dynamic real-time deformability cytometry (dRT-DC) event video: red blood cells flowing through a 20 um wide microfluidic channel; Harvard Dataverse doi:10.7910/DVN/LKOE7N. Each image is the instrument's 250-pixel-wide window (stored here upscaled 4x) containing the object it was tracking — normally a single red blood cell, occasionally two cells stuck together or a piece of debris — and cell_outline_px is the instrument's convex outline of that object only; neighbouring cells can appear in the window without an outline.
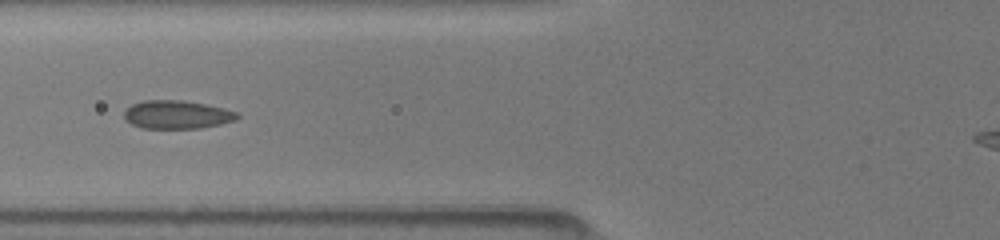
{"species": "common noctule bat (a hibernating species)", "species_latin": "Nyctalus noctula", "temperature_condition": "room temperature", "stored_images_in_passage": 48, "camera_frame_rate_fps": 3000, "um_per_image_px": 0.085, "animal": {"sex": "female", "body_mass_g": 19.5, "forearm_length_mm": 54.1}, "frame": {"image": 1, "passage_image": 21, "time_ms": 6.667, "image_size_px": [1000, 240], "cell_outline_px": [[240, 116], [236, 120], [220, 124], [200, 128], [140, 128], [124, 120], [124, 112], [132, 104], [144, 100], [184, 100], [224, 108], [240, 112]], "centroid_in_image_um": [15.05, 9.74], "position_along_channel_um": 110.7, "area_um2": 18.79}}
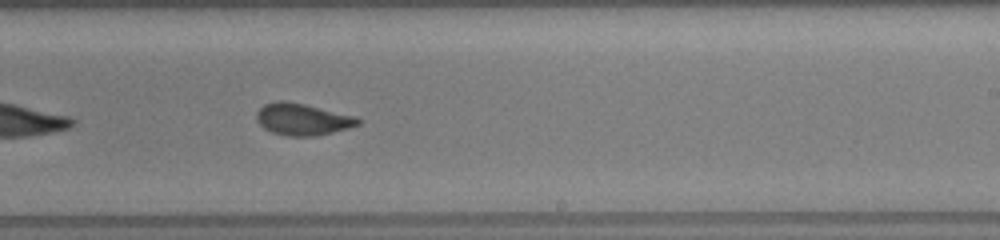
{"frame": {"image": 2, "passage_image": 32, "time_ms": 10.333, "image_size_px": [1000, 240], "cell_outline_px": [[360, 124], [348, 128], [316, 136], [288, 136], [272, 132], [264, 128], [256, 120], [256, 112], [264, 104], [276, 100], [284, 100], [304, 104], [356, 116], [360, 120]], "centroid_in_image_um": [25.69, 10.13], "position_along_channel_um": 263.3, "area_um2": 18.79}}
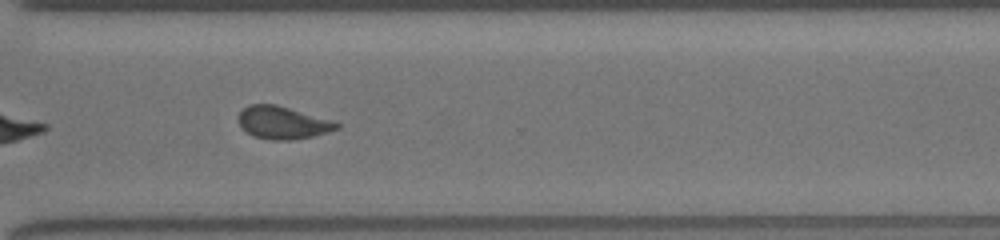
{"frame": {"image": 3, "passage_image": 38, "time_ms": 12.333, "image_size_px": [1000, 240], "cell_outline_px": [[340, 128], [328, 132], [312, 136], [292, 140], [272, 140], [256, 136], [248, 132], [240, 124], [240, 112], [248, 104], [276, 104], [332, 120], [340, 124]], "centroid_in_image_um": [24.07, 10.42], "position_along_channel_um": 346.5, "area_um2": 18.38}}